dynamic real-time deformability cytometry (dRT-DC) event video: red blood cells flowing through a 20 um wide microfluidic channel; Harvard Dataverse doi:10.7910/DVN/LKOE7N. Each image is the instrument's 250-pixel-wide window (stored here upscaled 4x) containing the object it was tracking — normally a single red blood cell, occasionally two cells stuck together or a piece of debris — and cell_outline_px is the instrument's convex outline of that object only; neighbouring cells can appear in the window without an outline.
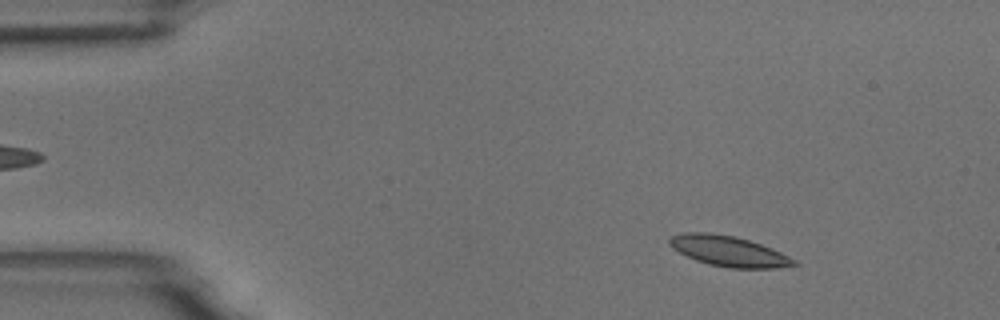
{"species": "common noctule bat (a hibernating species)", "species_latin": "Nyctalus noctula", "temperature_condition": "room temperature", "stored_images_in_passage": 54, "camera_frame_rate_fps": 3000, "um_per_image_px": 0.085, "animal": {"sex": "male", "body_mass_g": 18.8}, "frame": {"image": 1, "passage_image": 7, "time_ms": 2.0, "image_size_px": [1000, 320], "cell_outline_px": [[800, 264], [776, 268], [728, 268], [708, 264], [696, 260], [672, 248], [668, 244], [668, 240], [672, 236], [684, 232], [708, 232], [736, 236], [772, 248], [796, 260]], "centroid_in_image_um": [61.93, 21.34], "position_along_channel_um": 23.1, "area_um2": 22.08}}
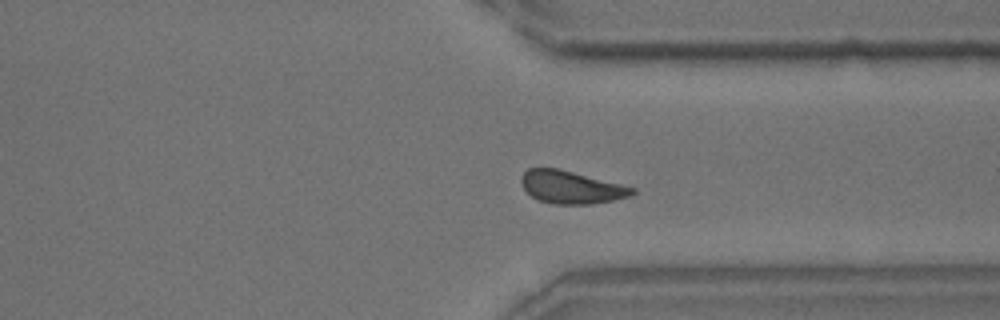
{"frame": {"image": 2, "passage_image": 41, "time_ms": 13.333, "image_size_px": [1000, 320], "cell_outline_px": [[636, 192], [628, 196], [612, 200], [592, 204], [552, 204], [540, 200], [532, 196], [524, 188], [520, 180], [520, 176], [528, 168], [560, 168], [636, 188]], "centroid_in_image_um": [48.54, 15.9], "position_along_channel_um": 362.9, "area_um2": 21.1}}
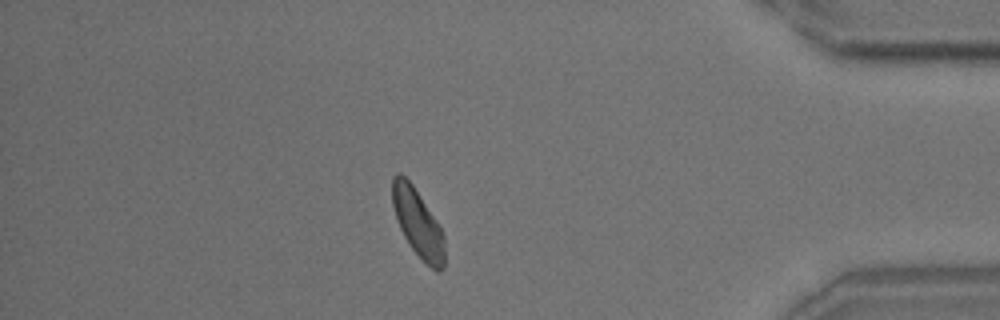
{"frame": {"image": 3, "passage_image": 47, "time_ms": 15.333, "image_size_px": [1000, 320], "cell_outline_px": [[444, 268], [440, 272], [436, 272], [412, 248], [404, 236], [396, 220], [392, 204], [392, 176], [396, 172], [400, 172], [412, 184], [436, 220], [444, 236]], "centroid_in_image_um": [35.49, 18.93], "position_along_channel_um": 399.7, "area_um2": 20.4}, "authors_computed_cell_mechanics": {"area_um2": 21.5016, "velocity_mm_per_s": 3.6934, "shape_relaxation_time_tau1_ms": 2.8012, "shape_relaxation_time_tau2_ms": 6.1983, "deformation_change_tau1": 0.0798, "deformation_change_tau2": 0.0986}}